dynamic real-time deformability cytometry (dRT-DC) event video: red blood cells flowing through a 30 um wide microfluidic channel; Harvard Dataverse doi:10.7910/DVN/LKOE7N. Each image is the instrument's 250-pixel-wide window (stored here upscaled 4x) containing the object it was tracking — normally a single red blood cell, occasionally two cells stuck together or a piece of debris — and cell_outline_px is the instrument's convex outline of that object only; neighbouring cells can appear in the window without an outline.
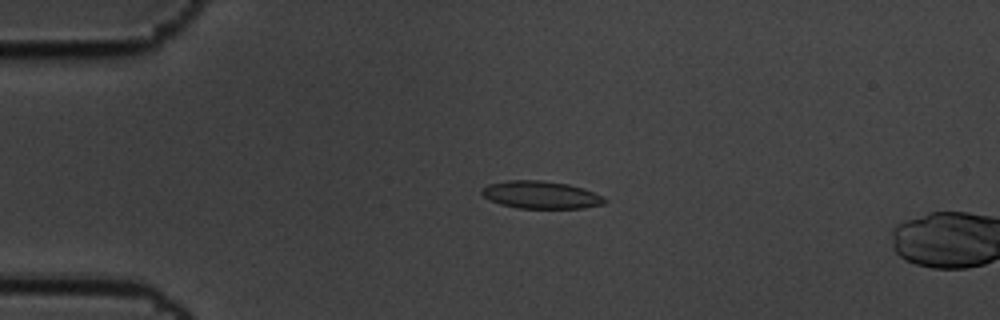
{"species": "common noctule bat (a hibernating species)", "species_latin": "Nyctalus noctula", "temperature_condition": "cold", "stored_images_in_passage": 19, "camera_frame_rate_fps": 3000, "um_per_image_px": 0.085, "animal": {"sex": "male", "body_mass_g": 19.5, "forearm_length_mm": 54.6}, "frame": {"image": 1, "passage_image": 14, "time_ms": 4.333, "image_size_px": [1000, 320], "cell_outline_px": [[608, 200], [604, 204], [584, 208], [516, 208], [500, 204], [488, 200], [480, 192], [480, 188], [488, 184], [508, 180], [540, 180], [568, 184], [584, 188], [604, 196]], "centroid_in_image_um": [45.97, 16.56], "position_along_channel_um": 39.0, "area_um2": 20.0}}